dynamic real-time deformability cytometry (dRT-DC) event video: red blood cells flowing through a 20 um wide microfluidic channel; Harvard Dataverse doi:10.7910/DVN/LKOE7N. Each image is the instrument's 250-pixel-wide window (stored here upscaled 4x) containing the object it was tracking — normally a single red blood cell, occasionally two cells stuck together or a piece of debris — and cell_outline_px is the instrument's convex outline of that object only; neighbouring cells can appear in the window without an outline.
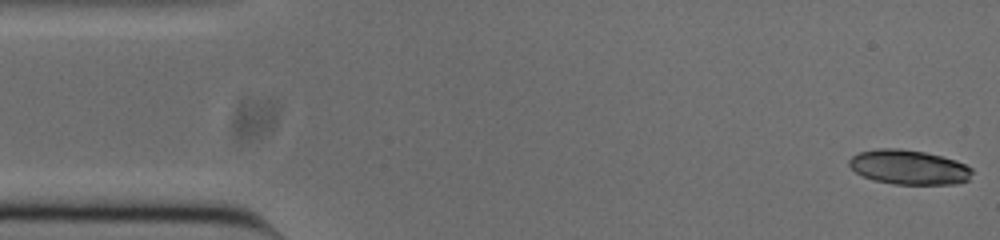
{"species": "common noctule bat (a hibernating species)", "species_latin": "Nyctalus noctula", "temperature_condition": "cold", "stored_images_in_passage": 52, "camera_frame_rate_fps": 3000, "um_per_image_px": 0.085, "animal": {"sex": "male", "body_mass_g": 20.0, "forearm_length_mm": 53.3}, "frame": {"image": 1, "passage_image": 1, "time_ms": 0.0, "image_size_px": [1000, 240], "cell_outline_px": [[972, 172], [968, 180], [956, 184], [892, 184], [872, 180], [856, 172], [848, 164], [848, 160], [852, 156], [860, 152], [876, 148], [900, 148], [924, 152], [956, 160], [972, 168]], "centroid_in_image_um": [77.23, 14.21], "position_along_channel_um": 7.8, "area_um2": 24.8}}
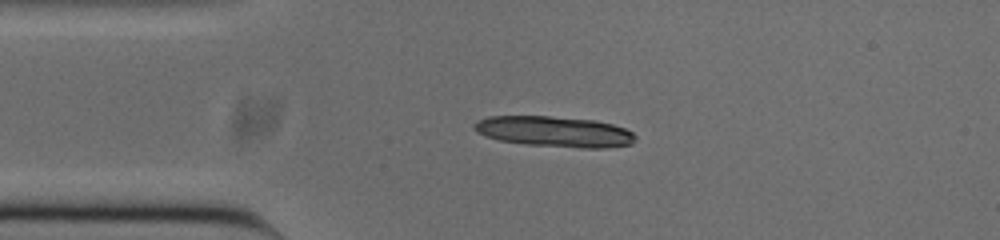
{"frame": {"image": 2, "passage_image": 11, "time_ms": 3.333, "image_size_px": [1000, 240], "cell_outline_px": [[636, 136], [632, 144], [608, 148], [580, 148], [528, 144], [500, 140], [484, 136], [476, 132], [472, 128], [472, 124], [476, 120], [488, 116], [548, 116], [596, 120], [612, 124], [624, 128], [632, 132]], "centroid_in_image_um": [47.1, 11.18], "position_along_channel_um": 37.9, "area_um2": 28.96}, "authors_computed_cell_mechanics": {"area_um2": 24.5072, "velocity_mm_per_s": 3.7987, "shape_relaxation_time_tau1_ms": 4.0594, "shape_relaxation_time_tau2_ms": 1.9406, "deformation_change_tau1": 0.1223, "deformation_change_tau2": 0.0589}}